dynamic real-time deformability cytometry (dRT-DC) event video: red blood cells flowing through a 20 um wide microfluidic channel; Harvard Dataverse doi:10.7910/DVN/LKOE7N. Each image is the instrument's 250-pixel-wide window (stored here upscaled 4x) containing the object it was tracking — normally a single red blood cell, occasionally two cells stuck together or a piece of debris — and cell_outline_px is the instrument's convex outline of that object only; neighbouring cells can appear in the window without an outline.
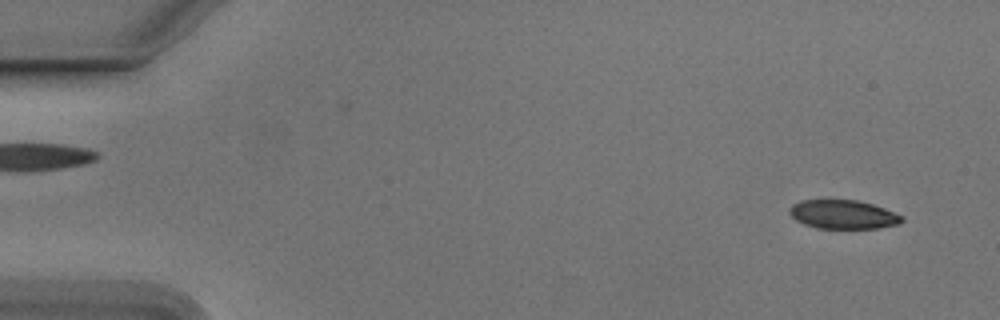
{"species": "Egyptian fruit bat (a non-hibernating species)", "species_latin": "Rousettus aegyptiacus", "temperature_condition": "cold", "stored_images_in_passage": 51, "camera_frame_rate_fps": 3000, "um_per_image_px": 0.085, "animal": {"sex": "male"}, "frame": {"image": 1, "passage_image": 3, "time_ms": 0.667, "image_size_px": [1000, 320], "cell_outline_px": [[904, 220], [900, 224], [880, 228], [816, 228], [804, 224], [796, 220], [788, 212], [788, 208], [792, 204], [800, 200], [856, 200], [872, 204], [884, 208], [904, 216]], "centroid_in_image_um": [71.67, 18.23], "position_along_channel_um": 13.3, "area_um2": 19.02}}
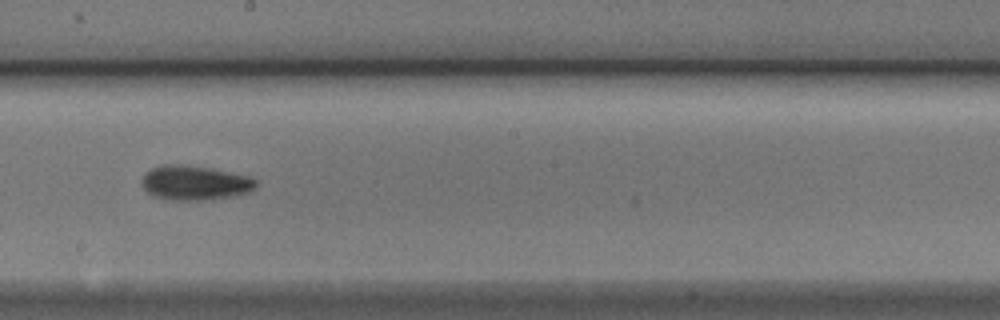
{"frame": {"image": 2, "passage_image": 30, "time_ms": 9.667, "image_size_px": [1000, 320], "cell_outline_px": [[256, 188], [248, 192], [236, 196], [204, 200], [168, 200], [152, 196], [144, 188], [140, 180], [144, 172], [160, 164], [184, 164], [212, 168], [248, 176], [256, 180]], "centroid_in_image_um": [16.52, 15.53], "position_along_channel_um": 231.7, "area_um2": 23.35}}
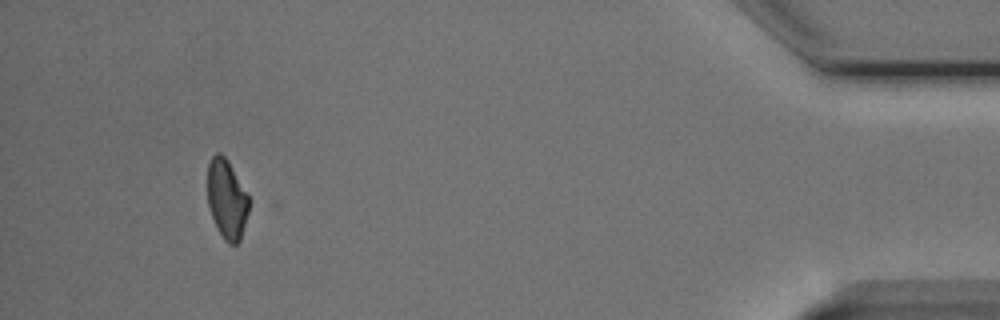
{"frame": {"image": 3, "passage_image": 50, "time_ms": 16.333, "image_size_px": [1000, 320], "cell_outline_px": [[248, 212], [240, 240], [236, 244], [228, 244], [224, 240], [216, 228], [208, 204], [208, 164], [212, 156], [216, 152], [220, 152], [228, 160], [248, 196]], "centroid_in_image_um": [19.26, 16.93], "position_along_channel_um": 415.9, "area_um2": 18.96}, "authors_computed_cell_mechanics": {"area_um2": 21.5594, "velocity_mm_per_s": 3.7893, "shape_relaxation_time_tau1_ms": 2.5638, "shape_relaxation_time_tau2_ms": 10.7951, "deformation_change_tau1": 0.1056, "deformation_change_tau2": 0.1736}}